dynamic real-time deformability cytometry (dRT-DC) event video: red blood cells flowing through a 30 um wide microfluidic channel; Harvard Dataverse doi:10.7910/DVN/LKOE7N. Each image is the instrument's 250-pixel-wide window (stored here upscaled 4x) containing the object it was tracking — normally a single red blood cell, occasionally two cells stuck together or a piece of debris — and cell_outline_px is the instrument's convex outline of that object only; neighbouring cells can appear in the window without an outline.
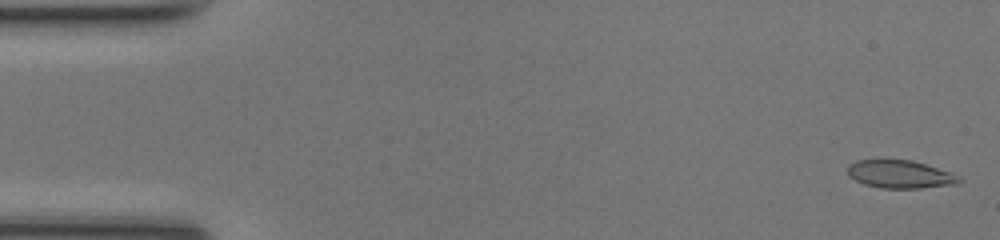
{"species": "common noctule bat (a hibernating species)", "species_latin": "Nyctalus noctula", "temperature_condition": "room temperature", "stored_images_in_passage": 48, "camera_frame_rate_fps": 3000, "um_per_image_px": 0.085, "animal": {"sex": "female", "body_mass_g": 17.0, "forearm_length_mm": 48.0}, "frame": {"image": 1, "passage_image": 1, "time_ms": 0.0, "image_size_px": [1000, 240], "cell_outline_px": [[964, 180], [956, 184], [920, 188], [880, 188], [864, 184], [848, 176], [848, 164], [856, 160], [912, 160], [952, 172], [960, 176]], "centroid_in_image_um": [76.53, 14.81], "position_along_channel_um": 8.5, "area_um2": 18.26}}
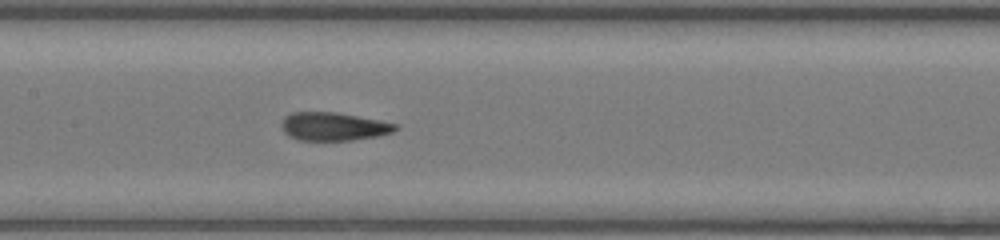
{"frame": {"image": 2, "passage_image": 23, "time_ms": 7.333, "image_size_px": [1000, 240], "cell_outline_px": [[400, 128], [392, 132], [380, 136], [352, 140], [296, 140], [288, 136], [284, 132], [280, 124], [284, 116], [292, 112], [336, 112], [380, 120], [400, 124]], "centroid_in_image_um": [28.37, 10.75], "position_along_channel_um": 179.0, "area_um2": 19.07}}
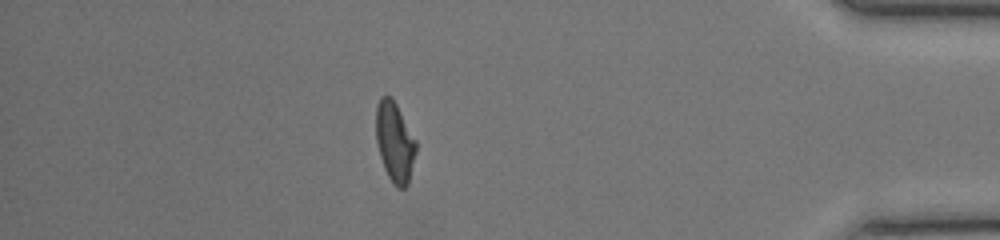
{"frame": {"image": 3, "passage_image": 42, "time_ms": 13.667, "image_size_px": [1000, 240], "cell_outline_px": [[416, 152], [408, 184], [404, 188], [400, 188], [388, 176], [384, 168], [380, 156], [376, 140], [376, 104], [380, 96], [392, 96], [416, 140]], "centroid_in_image_um": [33.54, 12.02], "position_along_channel_um": 401.7, "area_um2": 18.55}, "authors_computed_cell_mechanics": {"area_um2": 18.6694, "velocity_mm_per_s": 4.2517, "shape_relaxation_time_tau1_ms": 6.9459, "shape_relaxation_time_tau2_ms": 1.6198, "deformation_change_tau1": 0.2293, "deformation_change_tau2": 0.0926}}